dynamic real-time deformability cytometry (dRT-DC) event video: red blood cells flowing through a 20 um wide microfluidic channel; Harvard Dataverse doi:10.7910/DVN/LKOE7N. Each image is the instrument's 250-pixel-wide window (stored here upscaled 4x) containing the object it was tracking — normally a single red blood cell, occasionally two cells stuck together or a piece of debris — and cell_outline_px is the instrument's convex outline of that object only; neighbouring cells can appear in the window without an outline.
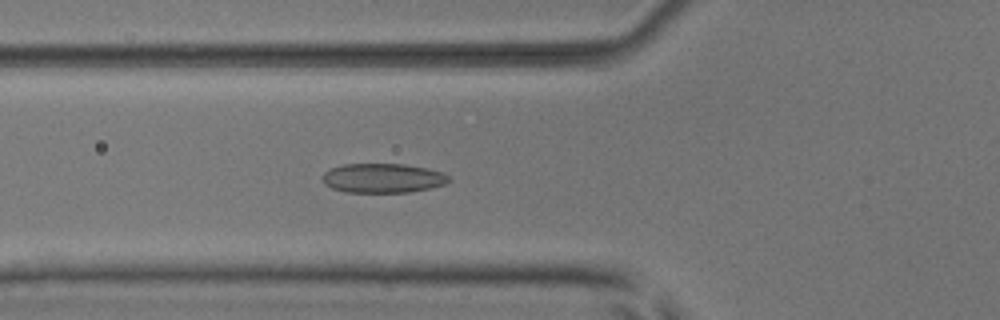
{"species": "common noctule bat (a hibernating species)", "species_latin": "Nyctalus noctula", "temperature_condition": "room temperature", "stored_images_in_passage": 33, "camera_frame_rate_fps": 3000, "um_per_image_px": 0.085, "animal": {"sex": "male", "body_mass_g": 17.9, "forearm_length_mm": 54.2}, "frame": {"image": 1, "passage_image": 7, "time_ms": 2.0, "image_size_px": [1000, 320], "cell_outline_px": [[448, 180], [444, 184], [428, 188], [408, 192], [344, 192], [332, 188], [324, 184], [320, 176], [324, 172], [332, 168], [344, 164], [404, 164], [444, 172], [448, 176]], "centroid_in_image_um": [32.47, 15.14], "position_along_channel_um": 93.3, "area_um2": 21.5}}
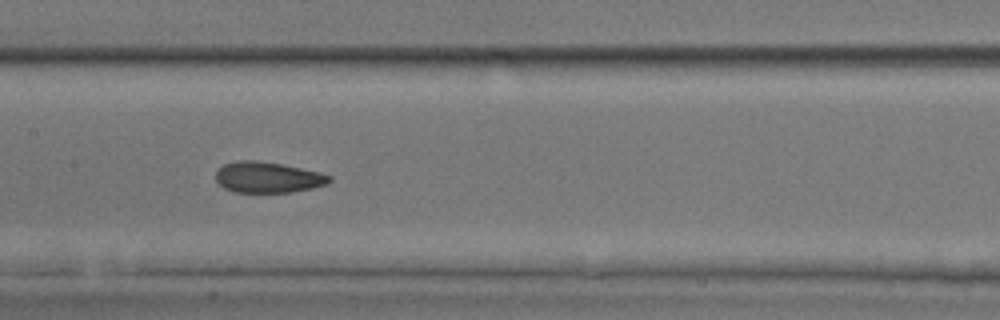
{"frame": {"image": 2, "passage_image": 14, "time_ms": 4.333, "image_size_px": [1000, 320], "cell_outline_px": [[332, 180], [328, 184], [312, 188], [292, 192], [232, 192], [224, 188], [216, 180], [216, 172], [224, 164], [236, 160], [256, 160], [280, 164], [320, 172], [332, 176]], "centroid_in_image_um": [22.77, 15.07], "position_along_channel_um": 184.6, "area_um2": 20.46}}
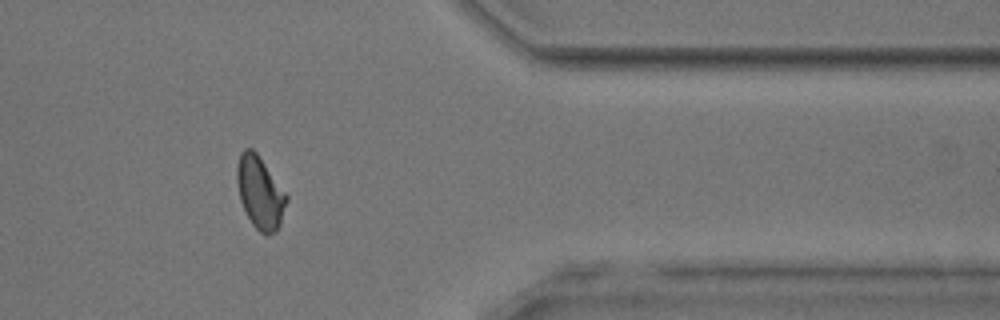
{"frame": {"image": 3, "passage_image": 31, "time_ms": 10.0, "image_size_px": [1000, 320], "cell_outline_px": [[288, 200], [280, 224], [276, 232], [268, 236], [264, 236], [252, 224], [240, 200], [236, 180], [236, 168], [240, 152], [244, 148], [252, 148], [256, 152], [288, 196]], "centroid_in_image_um": [22.09, 16.38], "position_along_channel_um": 389.3, "area_um2": 20.92}, "authors_computed_cell_mechanics": {"area_um2": 20.7502, "velocity_mm_per_s": 3.9094, "shape_relaxation_time_tau1_ms": 5.724, "shape_relaxation_time_tau2_ms": 1.5818, "deformation_change_tau1": 0.1325, "deformation_change_tau2": 0.0767}}